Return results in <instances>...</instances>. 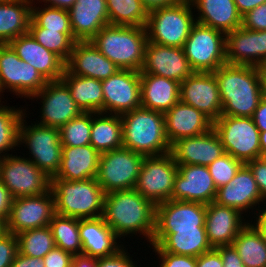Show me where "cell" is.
<instances>
[{
	"mask_svg": "<svg viewBox=\"0 0 266 267\" xmlns=\"http://www.w3.org/2000/svg\"><path fill=\"white\" fill-rule=\"evenodd\" d=\"M156 206L136 189L105 194L102 218L119 237L143 235L151 244L155 234Z\"/></svg>",
	"mask_w": 266,
	"mask_h": 267,
	"instance_id": "obj_1",
	"label": "cell"
},
{
	"mask_svg": "<svg viewBox=\"0 0 266 267\" xmlns=\"http://www.w3.org/2000/svg\"><path fill=\"white\" fill-rule=\"evenodd\" d=\"M221 116L252 117L262 99L258 67L225 63L215 70Z\"/></svg>",
	"mask_w": 266,
	"mask_h": 267,
	"instance_id": "obj_2",
	"label": "cell"
},
{
	"mask_svg": "<svg viewBox=\"0 0 266 267\" xmlns=\"http://www.w3.org/2000/svg\"><path fill=\"white\" fill-rule=\"evenodd\" d=\"M120 117L123 147L144 156H158L170 152L164 113L139 107Z\"/></svg>",
	"mask_w": 266,
	"mask_h": 267,
	"instance_id": "obj_3",
	"label": "cell"
},
{
	"mask_svg": "<svg viewBox=\"0 0 266 267\" xmlns=\"http://www.w3.org/2000/svg\"><path fill=\"white\" fill-rule=\"evenodd\" d=\"M90 42L119 70L141 71L148 42L145 27H103Z\"/></svg>",
	"mask_w": 266,
	"mask_h": 267,
	"instance_id": "obj_4",
	"label": "cell"
},
{
	"mask_svg": "<svg viewBox=\"0 0 266 267\" xmlns=\"http://www.w3.org/2000/svg\"><path fill=\"white\" fill-rule=\"evenodd\" d=\"M55 213L77 219L102 217L105 193L96 178L51 179Z\"/></svg>",
	"mask_w": 266,
	"mask_h": 267,
	"instance_id": "obj_5",
	"label": "cell"
},
{
	"mask_svg": "<svg viewBox=\"0 0 266 267\" xmlns=\"http://www.w3.org/2000/svg\"><path fill=\"white\" fill-rule=\"evenodd\" d=\"M189 1L149 12L146 32L148 41L164 46L183 48L196 23Z\"/></svg>",
	"mask_w": 266,
	"mask_h": 267,
	"instance_id": "obj_6",
	"label": "cell"
},
{
	"mask_svg": "<svg viewBox=\"0 0 266 267\" xmlns=\"http://www.w3.org/2000/svg\"><path fill=\"white\" fill-rule=\"evenodd\" d=\"M25 115L27 114L25 113L20 121L18 143L19 145L26 144L31 153L32 159H29L52 178L58 172L62 159L59 128L47 127L38 123L28 126Z\"/></svg>",
	"mask_w": 266,
	"mask_h": 267,
	"instance_id": "obj_7",
	"label": "cell"
},
{
	"mask_svg": "<svg viewBox=\"0 0 266 267\" xmlns=\"http://www.w3.org/2000/svg\"><path fill=\"white\" fill-rule=\"evenodd\" d=\"M144 158L125 147L100 153L96 179L104 193L135 189Z\"/></svg>",
	"mask_w": 266,
	"mask_h": 267,
	"instance_id": "obj_8",
	"label": "cell"
},
{
	"mask_svg": "<svg viewBox=\"0 0 266 267\" xmlns=\"http://www.w3.org/2000/svg\"><path fill=\"white\" fill-rule=\"evenodd\" d=\"M213 128L221 139L224 151L244 164L261 158L260 131L252 117L220 116Z\"/></svg>",
	"mask_w": 266,
	"mask_h": 267,
	"instance_id": "obj_9",
	"label": "cell"
},
{
	"mask_svg": "<svg viewBox=\"0 0 266 267\" xmlns=\"http://www.w3.org/2000/svg\"><path fill=\"white\" fill-rule=\"evenodd\" d=\"M183 50L194 72H214L226 62V35L195 23Z\"/></svg>",
	"mask_w": 266,
	"mask_h": 267,
	"instance_id": "obj_10",
	"label": "cell"
},
{
	"mask_svg": "<svg viewBox=\"0 0 266 267\" xmlns=\"http://www.w3.org/2000/svg\"><path fill=\"white\" fill-rule=\"evenodd\" d=\"M0 180L13 198L41 195L51 189V178L29 157L8 154L0 159Z\"/></svg>",
	"mask_w": 266,
	"mask_h": 267,
	"instance_id": "obj_11",
	"label": "cell"
},
{
	"mask_svg": "<svg viewBox=\"0 0 266 267\" xmlns=\"http://www.w3.org/2000/svg\"><path fill=\"white\" fill-rule=\"evenodd\" d=\"M178 165L171 153L145 156L135 189L155 206L171 199Z\"/></svg>",
	"mask_w": 266,
	"mask_h": 267,
	"instance_id": "obj_12",
	"label": "cell"
},
{
	"mask_svg": "<svg viewBox=\"0 0 266 267\" xmlns=\"http://www.w3.org/2000/svg\"><path fill=\"white\" fill-rule=\"evenodd\" d=\"M47 82L35 68L22 61L9 44H0V95L8 89L30 100Z\"/></svg>",
	"mask_w": 266,
	"mask_h": 267,
	"instance_id": "obj_13",
	"label": "cell"
},
{
	"mask_svg": "<svg viewBox=\"0 0 266 267\" xmlns=\"http://www.w3.org/2000/svg\"><path fill=\"white\" fill-rule=\"evenodd\" d=\"M54 214L51 189L41 195L14 198L7 220V231L17 235L26 230L49 226Z\"/></svg>",
	"mask_w": 266,
	"mask_h": 267,
	"instance_id": "obj_14",
	"label": "cell"
},
{
	"mask_svg": "<svg viewBox=\"0 0 266 267\" xmlns=\"http://www.w3.org/2000/svg\"><path fill=\"white\" fill-rule=\"evenodd\" d=\"M104 113L122 115L141 107L140 72L119 70L102 80Z\"/></svg>",
	"mask_w": 266,
	"mask_h": 267,
	"instance_id": "obj_15",
	"label": "cell"
},
{
	"mask_svg": "<svg viewBox=\"0 0 266 267\" xmlns=\"http://www.w3.org/2000/svg\"><path fill=\"white\" fill-rule=\"evenodd\" d=\"M180 101L203 112L213 122L221 116L222 101L213 72H193L180 83Z\"/></svg>",
	"mask_w": 266,
	"mask_h": 267,
	"instance_id": "obj_16",
	"label": "cell"
},
{
	"mask_svg": "<svg viewBox=\"0 0 266 267\" xmlns=\"http://www.w3.org/2000/svg\"><path fill=\"white\" fill-rule=\"evenodd\" d=\"M206 205L168 200L156 205L155 234H173L175 230L205 229Z\"/></svg>",
	"mask_w": 266,
	"mask_h": 267,
	"instance_id": "obj_17",
	"label": "cell"
},
{
	"mask_svg": "<svg viewBox=\"0 0 266 267\" xmlns=\"http://www.w3.org/2000/svg\"><path fill=\"white\" fill-rule=\"evenodd\" d=\"M41 99V118L38 124L47 127L61 128L73 118L78 117L82 111L76 105L68 87L61 81H48L45 87L32 99Z\"/></svg>",
	"mask_w": 266,
	"mask_h": 267,
	"instance_id": "obj_18",
	"label": "cell"
},
{
	"mask_svg": "<svg viewBox=\"0 0 266 267\" xmlns=\"http://www.w3.org/2000/svg\"><path fill=\"white\" fill-rule=\"evenodd\" d=\"M217 187L207 166L178 165L170 200L208 205L215 200Z\"/></svg>",
	"mask_w": 266,
	"mask_h": 267,
	"instance_id": "obj_19",
	"label": "cell"
},
{
	"mask_svg": "<svg viewBox=\"0 0 266 267\" xmlns=\"http://www.w3.org/2000/svg\"><path fill=\"white\" fill-rule=\"evenodd\" d=\"M193 72L183 48L147 42L140 73L154 74L181 83Z\"/></svg>",
	"mask_w": 266,
	"mask_h": 267,
	"instance_id": "obj_20",
	"label": "cell"
},
{
	"mask_svg": "<svg viewBox=\"0 0 266 267\" xmlns=\"http://www.w3.org/2000/svg\"><path fill=\"white\" fill-rule=\"evenodd\" d=\"M177 165L208 166L225 153L220 137L212 128L201 135L182 138L171 145Z\"/></svg>",
	"mask_w": 266,
	"mask_h": 267,
	"instance_id": "obj_21",
	"label": "cell"
},
{
	"mask_svg": "<svg viewBox=\"0 0 266 267\" xmlns=\"http://www.w3.org/2000/svg\"><path fill=\"white\" fill-rule=\"evenodd\" d=\"M226 62L260 67L266 63V31L239 27L226 34Z\"/></svg>",
	"mask_w": 266,
	"mask_h": 267,
	"instance_id": "obj_22",
	"label": "cell"
},
{
	"mask_svg": "<svg viewBox=\"0 0 266 267\" xmlns=\"http://www.w3.org/2000/svg\"><path fill=\"white\" fill-rule=\"evenodd\" d=\"M214 202L237 209L242 214L264 202L250 168L244 164L228 184L217 189Z\"/></svg>",
	"mask_w": 266,
	"mask_h": 267,
	"instance_id": "obj_23",
	"label": "cell"
},
{
	"mask_svg": "<svg viewBox=\"0 0 266 267\" xmlns=\"http://www.w3.org/2000/svg\"><path fill=\"white\" fill-rule=\"evenodd\" d=\"M9 45L22 61L35 68L47 81H58L63 76L65 62L44 48L29 32L18 36Z\"/></svg>",
	"mask_w": 266,
	"mask_h": 267,
	"instance_id": "obj_24",
	"label": "cell"
},
{
	"mask_svg": "<svg viewBox=\"0 0 266 267\" xmlns=\"http://www.w3.org/2000/svg\"><path fill=\"white\" fill-rule=\"evenodd\" d=\"M237 209L216 202L206 205L205 229L212 248L232 245L239 231L248 223ZM244 221V222H243Z\"/></svg>",
	"mask_w": 266,
	"mask_h": 267,
	"instance_id": "obj_25",
	"label": "cell"
},
{
	"mask_svg": "<svg viewBox=\"0 0 266 267\" xmlns=\"http://www.w3.org/2000/svg\"><path fill=\"white\" fill-rule=\"evenodd\" d=\"M165 133L170 145L182 139L201 135L213 128V121L203 112L180 100L164 113Z\"/></svg>",
	"mask_w": 266,
	"mask_h": 267,
	"instance_id": "obj_26",
	"label": "cell"
},
{
	"mask_svg": "<svg viewBox=\"0 0 266 267\" xmlns=\"http://www.w3.org/2000/svg\"><path fill=\"white\" fill-rule=\"evenodd\" d=\"M65 69L73 75L105 80L119 68L105 57L90 41H76Z\"/></svg>",
	"mask_w": 266,
	"mask_h": 267,
	"instance_id": "obj_27",
	"label": "cell"
},
{
	"mask_svg": "<svg viewBox=\"0 0 266 267\" xmlns=\"http://www.w3.org/2000/svg\"><path fill=\"white\" fill-rule=\"evenodd\" d=\"M68 13L77 41H90L103 27L110 25L106 0H76Z\"/></svg>",
	"mask_w": 266,
	"mask_h": 267,
	"instance_id": "obj_28",
	"label": "cell"
},
{
	"mask_svg": "<svg viewBox=\"0 0 266 267\" xmlns=\"http://www.w3.org/2000/svg\"><path fill=\"white\" fill-rule=\"evenodd\" d=\"M79 235L82 243V254L88 257H108L116 254L124 247L122 244L119 245V237L102 217L79 219Z\"/></svg>",
	"mask_w": 266,
	"mask_h": 267,
	"instance_id": "obj_29",
	"label": "cell"
},
{
	"mask_svg": "<svg viewBox=\"0 0 266 267\" xmlns=\"http://www.w3.org/2000/svg\"><path fill=\"white\" fill-rule=\"evenodd\" d=\"M100 153L91 145L78 147L62 146L61 165L51 179L66 181L96 178Z\"/></svg>",
	"mask_w": 266,
	"mask_h": 267,
	"instance_id": "obj_30",
	"label": "cell"
},
{
	"mask_svg": "<svg viewBox=\"0 0 266 267\" xmlns=\"http://www.w3.org/2000/svg\"><path fill=\"white\" fill-rule=\"evenodd\" d=\"M197 23L216 29L225 35L238 29L242 25V16L239 14L234 0H190Z\"/></svg>",
	"mask_w": 266,
	"mask_h": 267,
	"instance_id": "obj_31",
	"label": "cell"
},
{
	"mask_svg": "<svg viewBox=\"0 0 266 267\" xmlns=\"http://www.w3.org/2000/svg\"><path fill=\"white\" fill-rule=\"evenodd\" d=\"M141 107L165 113L180 100V83L154 74L140 73Z\"/></svg>",
	"mask_w": 266,
	"mask_h": 267,
	"instance_id": "obj_32",
	"label": "cell"
},
{
	"mask_svg": "<svg viewBox=\"0 0 266 267\" xmlns=\"http://www.w3.org/2000/svg\"><path fill=\"white\" fill-rule=\"evenodd\" d=\"M152 246L176 255L198 257L212 250L206 229L175 230L173 234H154Z\"/></svg>",
	"mask_w": 266,
	"mask_h": 267,
	"instance_id": "obj_33",
	"label": "cell"
},
{
	"mask_svg": "<svg viewBox=\"0 0 266 267\" xmlns=\"http://www.w3.org/2000/svg\"><path fill=\"white\" fill-rule=\"evenodd\" d=\"M69 89L82 112L104 113L102 81L70 74L66 69L60 79Z\"/></svg>",
	"mask_w": 266,
	"mask_h": 267,
	"instance_id": "obj_34",
	"label": "cell"
},
{
	"mask_svg": "<svg viewBox=\"0 0 266 267\" xmlns=\"http://www.w3.org/2000/svg\"><path fill=\"white\" fill-rule=\"evenodd\" d=\"M33 0H6L0 3V44L28 33Z\"/></svg>",
	"mask_w": 266,
	"mask_h": 267,
	"instance_id": "obj_35",
	"label": "cell"
},
{
	"mask_svg": "<svg viewBox=\"0 0 266 267\" xmlns=\"http://www.w3.org/2000/svg\"><path fill=\"white\" fill-rule=\"evenodd\" d=\"M90 144L99 153L123 147L120 115L92 112Z\"/></svg>",
	"mask_w": 266,
	"mask_h": 267,
	"instance_id": "obj_36",
	"label": "cell"
},
{
	"mask_svg": "<svg viewBox=\"0 0 266 267\" xmlns=\"http://www.w3.org/2000/svg\"><path fill=\"white\" fill-rule=\"evenodd\" d=\"M232 245L245 267H266V243L249 222L239 231Z\"/></svg>",
	"mask_w": 266,
	"mask_h": 267,
	"instance_id": "obj_37",
	"label": "cell"
},
{
	"mask_svg": "<svg viewBox=\"0 0 266 267\" xmlns=\"http://www.w3.org/2000/svg\"><path fill=\"white\" fill-rule=\"evenodd\" d=\"M55 246L74 255H82L79 219L55 213L49 223Z\"/></svg>",
	"mask_w": 266,
	"mask_h": 267,
	"instance_id": "obj_38",
	"label": "cell"
},
{
	"mask_svg": "<svg viewBox=\"0 0 266 267\" xmlns=\"http://www.w3.org/2000/svg\"><path fill=\"white\" fill-rule=\"evenodd\" d=\"M109 24L145 27L149 13L140 0H106Z\"/></svg>",
	"mask_w": 266,
	"mask_h": 267,
	"instance_id": "obj_39",
	"label": "cell"
},
{
	"mask_svg": "<svg viewBox=\"0 0 266 267\" xmlns=\"http://www.w3.org/2000/svg\"><path fill=\"white\" fill-rule=\"evenodd\" d=\"M26 110L1 104L0 99V159L19 146V125ZM4 153V154H2Z\"/></svg>",
	"mask_w": 266,
	"mask_h": 267,
	"instance_id": "obj_40",
	"label": "cell"
},
{
	"mask_svg": "<svg viewBox=\"0 0 266 267\" xmlns=\"http://www.w3.org/2000/svg\"><path fill=\"white\" fill-rule=\"evenodd\" d=\"M18 252L26 256L42 259L55 247L54 238L49 226L26 230L16 235Z\"/></svg>",
	"mask_w": 266,
	"mask_h": 267,
	"instance_id": "obj_41",
	"label": "cell"
},
{
	"mask_svg": "<svg viewBox=\"0 0 266 267\" xmlns=\"http://www.w3.org/2000/svg\"><path fill=\"white\" fill-rule=\"evenodd\" d=\"M28 32L38 43L58 55L65 63L77 41L73 33H60L42 27H29Z\"/></svg>",
	"mask_w": 266,
	"mask_h": 267,
	"instance_id": "obj_42",
	"label": "cell"
},
{
	"mask_svg": "<svg viewBox=\"0 0 266 267\" xmlns=\"http://www.w3.org/2000/svg\"><path fill=\"white\" fill-rule=\"evenodd\" d=\"M29 27H42L60 33H73L68 10L46 6H31Z\"/></svg>",
	"mask_w": 266,
	"mask_h": 267,
	"instance_id": "obj_43",
	"label": "cell"
},
{
	"mask_svg": "<svg viewBox=\"0 0 266 267\" xmlns=\"http://www.w3.org/2000/svg\"><path fill=\"white\" fill-rule=\"evenodd\" d=\"M91 125L92 112H82L78 117L67 122L59 129L62 146L89 145Z\"/></svg>",
	"mask_w": 266,
	"mask_h": 267,
	"instance_id": "obj_44",
	"label": "cell"
},
{
	"mask_svg": "<svg viewBox=\"0 0 266 267\" xmlns=\"http://www.w3.org/2000/svg\"><path fill=\"white\" fill-rule=\"evenodd\" d=\"M243 165V162L225 152L207 167L218 189L228 184Z\"/></svg>",
	"mask_w": 266,
	"mask_h": 267,
	"instance_id": "obj_45",
	"label": "cell"
},
{
	"mask_svg": "<svg viewBox=\"0 0 266 267\" xmlns=\"http://www.w3.org/2000/svg\"><path fill=\"white\" fill-rule=\"evenodd\" d=\"M17 253L16 234L7 232L0 238V267H10Z\"/></svg>",
	"mask_w": 266,
	"mask_h": 267,
	"instance_id": "obj_46",
	"label": "cell"
},
{
	"mask_svg": "<svg viewBox=\"0 0 266 267\" xmlns=\"http://www.w3.org/2000/svg\"><path fill=\"white\" fill-rule=\"evenodd\" d=\"M160 259V267H196V257L176 255L163 251L159 246H152ZM160 257V258H159Z\"/></svg>",
	"mask_w": 266,
	"mask_h": 267,
	"instance_id": "obj_47",
	"label": "cell"
},
{
	"mask_svg": "<svg viewBox=\"0 0 266 267\" xmlns=\"http://www.w3.org/2000/svg\"><path fill=\"white\" fill-rule=\"evenodd\" d=\"M241 27L253 31H266V3L243 15Z\"/></svg>",
	"mask_w": 266,
	"mask_h": 267,
	"instance_id": "obj_48",
	"label": "cell"
},
{
	"mask_svg": "<svg viewBox=\"0 0 266 267\" xmlns=\"http://www.w3.org/2000/svg\"><path fill=\"white\" fill-rule=\"evenodd\" d=\"M253 173L262 199L266 200V159L264 157L251 160L246 163Z\"/></svg>",
	"mask_w": 266,
	"mask_h": 267,
	"instance_id": "obj_49",
	"label": "cell"
},
{
	"mask_svg": "<svg viewBox=\"0 0 266 267\" xmlns=\"http://www.w3.org/2000/svg\"><path fill=\"white\" fill-rule=\"evenodd\" d=\"M42 259L45 267H71L73 255L55 246Z\"/></svg>",
	"mask_w": 266,
	"mask_h": 267,
	"instance_id": "obj_50",
	"label": "cell"
},
{
	"mask_svg": "<svg viewBox=\"0 0 266 267\" xmlns=\"http://www.w3.org/2000/svg\"><path fill=\"white\" fill-rule=\"evenodd\" d=\"M124 248L114 255L98 258V267H137L128 251Z\"/></svg>",
	"mask_w": 266,
	"mask_h": 267,
	"instance_id": "obj_51",
	"label": "cell"
},
{
	"mask_svg": "<svg viewBox=\"0 0 266 267\" xmlns=\"http://www.w3.org/2000/svg\"><path fill=\"white\" fill-rule=\"evenodd\" d=\"M222 257L223 267H245L233 245L215 248Z\"/></svg>",
	"mask_w": 266,
	"mask_h": 267,
	"instance_id": "obj_52",
	"label": "cell"
},
{
	"mask_svg": "<svg viewBox=\"0 0 266 267\" xmlns=\"http://www.w3.org/2000/svg\"><path fill=\"white\" fill-rule=\"evenodd\" d=\"M196 267H223L222 257L220 253L213 248L196 257Z\"/></svg>",
	"mask_w": 266,
	"mask_h": 267,
	"instance_id": "obj_53",
	"label": "cell"
},
{
	"mask_svg": "<svg viewBox=\"0 0 266 267\" xmlns=\"http://www.w3.org/2000/svg\"><path fill=\"white\" fill-rule=\"evenodd\" d=\"M13 197L8 188L0 180V218L6 222L10 215Z\"/></svg>",
	"mask_w": 266,
	"mask_h": 267,
	"instance_id": "obj_54",
	"label": "cell"
},
{
	"mask_svg": "<svg viewBox=\"0 0 266 267\" xmlns=\"http://www.w3.org/2000/svg\"><path fill=\"white\" fill-rule=\"evenodd\" d=\"M10 267H45L43 259L17 253Z\"/></svg>",
	"mask_w": 266,
	"mask_h": 267,
	"instance_id": "obj_55",
	"label": "cell"
},
{
	"mask_svg": "<svg viewBox=\"0 0 266 267\" xmlns=\"http://www.w3.org/2000/svg\"><path fill=\"white\" fill-rule=\"evenodd\" d=\"M147 12L185 3L189 0H140Z\"/></svg>",
	"mask_w": 266,
	"mask_h": 267,
	"instance_id": "obj_56",
	"label": "cell"
},
{
	"mask_svg": "<svg viewBox=\"0 0 266 267\" xmlns=\"http://www.w3.org/2000/svg\"><path fill=\"white\" fill-rule=\"evenodd\" d=\"M255 126L260 132L266 131V100L261 99L257 109L254 111L252 116Z\"/></svg>",
	"mask_w": 266,
	"mask_h": 267,
	"instance_id": "obj_57",
	"label": "cell"
},
{
	"mask_svg": "<svg viewBox=\"0 0 266 267\" xmlns=\"http://www.w3.org/2000/svg\"><path fill=\"white\" fill-rule=\"evenodd\" d=\"M262 210L260 211L259 209H256L258 210L259 214L258 213H254V214H257L256 215V222H253L254 224H252V221H251V225L257 230V232L259 233L261 239L266 243V209L264 207L261 208ZM258 216V217H257Z\"/></svg>",
	"mask_w": 266,
	"mask_h": 267,
	"instance_id": "obj_58",
	"label": "cell"
},
{
	"mask_svg": "<svg viewBox=\"0 0 266 267\" xmlns=\"http://www.w3.org/2000/svg\"><path fill=\"white\" fill-rule=\"evenodd\" d=\"M237 10L241 16L255 9L261 4H265L266 0H234Z\"/></svg>",
	"mask_w": 266,
	"mask_h": 267,
	"instance_id": "obj_59",
	"label": "cell"
},
{
	"mask_svg": "<svg viewBox=\"0 0 266 267\" xmlns=\"http://www.w3.org/2000/svg\"><path fill=\"white\" fill-rule=\"evenodd\" d=\"M71 267H98V258L74 255Z\"/></svg>",
	"mask_w": 266,
	"mask_h": 267,
	"instance_id": "obj_60",
	"label": "cell"
},
{
	"mask_svg": "<svg viewBox=\"0 0 266 267\" xmlns=\"http://www.w3.org/2000/svg\"><path fill=\"white\" fill-rule=\"evenodd\" d=\"M40 1L44 2L45 6H50V7H55V8L65 9V10H69L73 6V4L76 2V0H39V2ZM45 3H47L48 5Z\"/></svg>",
	"mask_w": 266,
	"mask_h": 267,
	"instance_id": "obj_61",
	"label": "cell"
},
{
	"mask_svg": "<svg viewBox=\"0 0 266 267\" xmlns=\"http://www.w3.org/2000/svg\"><path fill=\"white\" fill-rule=\"evenodd\" d=\"M262 98L266 100V63L259 67Z\"/></svg>",
	"mask_w": 266,
	"mask_h": 267,
	"instance_id": "obj_62",
	"label": "cell"
},
{
	"mask_svg": "<svg viewBox=\"0 0 266 267\" xmlns=\"http://www.w3.org/2000/svg\"><path fill=\"white\" fill-rule=\"evenodd\" d=\"M259 140H260L262 157H264L266 155V131L260 132Z\"/></svg>",
	"mask_w": 266,
	"mask_h": 267,
	"instance_id": "obj_63",
	"label": "cell"
},
{
	"mask_svg": "<svg viewBox=\"0 0 266 267\" xmlns=\"http://www.w3.org/2000/svg\"><path fill=\"white\" fill-rule=\"evenodd\" d=\"M7 232V222L0 218V238Z\"/></svg>",
	"mask_w": 266,
	"mask_h": 267,
	"instance_id": "obj_64",
	"label": "cell"
}]
</instances>
